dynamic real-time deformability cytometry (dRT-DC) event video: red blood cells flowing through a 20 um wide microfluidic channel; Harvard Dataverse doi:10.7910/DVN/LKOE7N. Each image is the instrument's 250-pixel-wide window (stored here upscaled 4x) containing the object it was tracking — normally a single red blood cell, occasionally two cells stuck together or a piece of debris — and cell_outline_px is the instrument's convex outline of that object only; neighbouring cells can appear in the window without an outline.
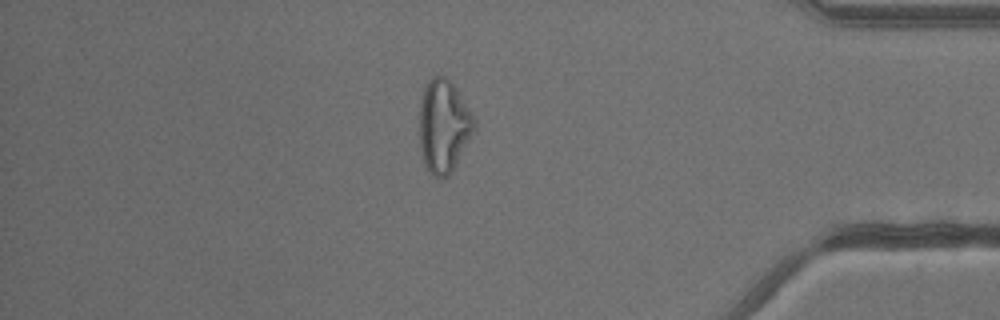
{"species": "common noctule bat (a hibernating species)", "species_latin": "Nyctalus noctula", "temperature_condition": "warm", "stored_images_in_passage": 41, "camera_frame_rate_fps": 3000, "um_per_image_px": 0.085, "animal": {"sex": "male", "body_mass_g": 13.3}, "frame": {"image": 1, "passage_image": 35, "time_ms": 11.333, "image_size_px": [1000, 320], "cell_outline_px": [[476, 128], [452, 172], [444, 180], [440, 180], [432, 176], [428, 172], [424, 164], [420, 148], [420, 104], [424, 88], [428, 80], [436, 72], [444, 76], [456, 88], [476, 120]], "centroid_in_image_um": [37.71, 10.75], "position_along_channel_um": 397.5, "area_um2": 30.06}}
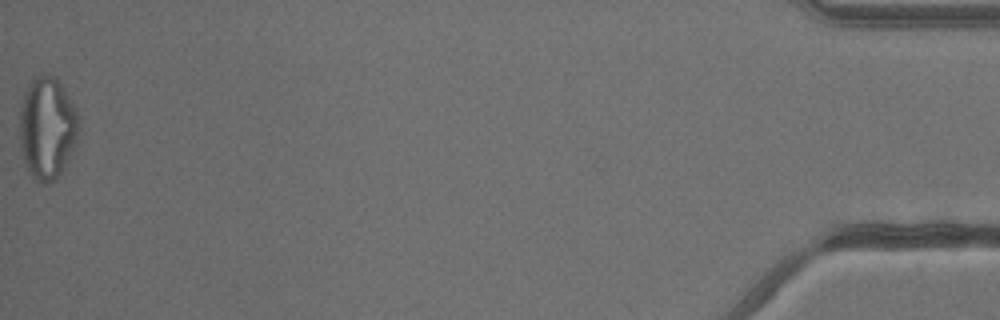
{"frame": {"image": 2, "passage_image": 41, "time_ms": 13.333, "image_size_px": [1000, 320], "cell_outline_px": [[80, 132], [68, 160], [64, 168], [52, 180], [44, 184], [36, 180], [32, 176], [24, 160], [20, 144], [20, 108], [24, 92], [28, 84], [36, 76], [48, 72], [56, 76], [64, 88], [76, 108], [80, 116]], "centroid_in_image_um": [4.04, 10.81], "position_along_channel_um": 431.2, "area_um2": 35.55}}